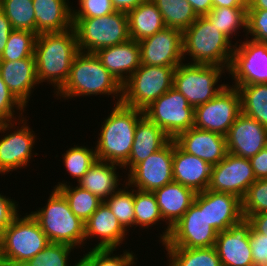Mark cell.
Masks as SVG:
<instances>
[{
  "label": "cell",
  "mask_w": 267,
  "mask_h": 266,
  "mask_svg": "<svg viewBox=\"0 0 267 266\" xmlns=\"http://www.w3.org/2000/svg\"><path fill=\"white\" fill-rule=\"evenodd\" d=\"M79 9L72 10V18H93L116 11L111 0H79Z\"/></svg>",
  "instance_id": "cell-44"
},
{
  "label": "cell",
  "mask_w": 267,
  "mask_h": 266,
  "mask_svg": "<svg viewBox=\"0 0 267 266\" xmlns=\"http://www.w3.org/2000/svg\"><path fill=\"white\" fill-rule=\"evenodd\" d=\"M205 17L230 41L239 27L247 29V7H214Z\"/></svg>",
  "instance_id": "cell-35"
},
{
  "label": "cell",
  "mask_w": 267,
  "mask_h": 266,
  "mask_svg": "<svg viewBox=\"0 0 267 266\" xmlns=\"http://www.w3.org/2000/svg\"><path fill=\"white\" fill-rule=\"evenodd\" d=\"M13 31L10 21L0 8V56L7 44L10 33Z\"/></svg>",
  "instance_id": "cell-50"
},
{
  "label": "cell",
  "mask_w": 267,
  "mask_h": 266,
  "mask_svg": "<svg viewBox=\"0 0 267 266\" xmlns=\"http://www.w3.org/2000/svg\"><path fill=\"white\" fill-rule=\"evenodd\" d=\"M78 52L73 27L63 32L38 34L34 50L38 83L54 84L56 94L67 81Z\"/></svg>",
  "instance_id": "cell-1"
},
{
  "label": "cell",
  "mask_w": 267,
  "mask_h": 266,
  "mask_svg": "<svg viewBox=\"0 0 267 266\" xmlns=\"http://www.w3.org/2000/svg\"><path fill=\"white\" fill-rule=\"evenodd\" d=\"M144 111L115 104L110 115L102 122L95 151L97 159L123 166L129 159L134 133Z\"/></svg>",
  "instance_id": "cell-3"
},
{
  "label": "cell",
  "mask_w": 267,
  "mask_h": 266,
  "mask_svg": "<svg viewBox=\"0 0 267 266\" xmlns=\"http://www.w3.org/2000/svg\"><path fill=\"white\" fill-rule=\"evenodd\" d=\"M237 44L228 69L235 80L233 86L267 84V44L251 39Z\"/></svg>",
  "instance_id": "cell-13"
},
{
  "label": "cell",
  "mask_w": 267,
  "mask_h": 266,
  "mask_svg": "<svg viewBox=\"0 0 267 266\" xmlns=\"http://www.w3.org/2000/svg\"><path fill=\"white\" fill-rule=\"evenodd\" d=\"M22 118L18 123V125L23 123L20 128L10 134L6 133V136L0 139V174L26 167L33 157L32 149L36 136L26 125L28 120Z\"/></svg>",
  "instance_id": "cell-20"
},
{
  "label": "cell",
  "mask_w": 267,
  "mask_h": 266,
  "mask_svg": "<svg viewBox=\"0 0 267 266\" xmlns=\"http://www.w3.org/2000/svg\"><path fill=\"white\" fill-rule=\"evenodd\" d=\"M24 108L25 107L11 93L7 85L2 80V77L0 76V122L13 121L15 119L14 109L20 110L19 117L21 115L23 116L22 113L25 110Z\"/></svg>",
  "instance_id": "cell-46"
},
{
  "label": "cell",
  "mask_w": 267,
  "mask_h": 266,
  "mask_svg": "<svg viewBox=\"0 0 267 266\" xmlns=\"http://www.w3.org/2000/svg\"><path fill=\"white\" fill-rule=\"evenodd\" d=\"M116 11L128 12L146 0H111Z\"/></svg>",
  "instance_id": "cell-53"
},
{
  "label": "cell",
  "mask_w": 267,
  "mask_h": 266,
  "mask_svg": "<svg viewBox=\"0 0 267 266\" xmlns=\"http://www.w3.org/2000/svg\"><path fill=\"white\" fill-rule=\"evenodd\" d=\"M170 140L171 138L159 126L144 115L137 123L131 153L122 168L129 166L130 172L138 163L163 148Z\"/></svg>",
  "instance_id": "cell-27"
},
{
  "label": "cell",
  "mask_w": 267,
  "mask_h": 266,
  "mask_svg": "<svg viewBox=\"0 0 267 266\" xmlns=\"http://www.w3.org/2000/svg\"><path fill=\"white\" fill-rule=\"evenodd\" d=\"M84 224L85 241L94 236L101 239L94 249H116L127 235V231L104 201Z\"/></svg>",
  "instance_id": "cell-25"
},
{
  "label": "cell",
  "mask_w": 267,
  "mask_h": 266,
  "mask_svg": "<svg viewBox=\"0 0 267 266\" xmlns=\"http://www.w3.org/2000/svg\"><path fill=\"white\" fill-rule=\"evenodd\" d=\"M247 9L267 10V0H247Z\"/></svg>",
  "instance_id": "cell-55"
},
{
  "label": "cell",
  "mask_w": 267,
  "mask_h": 266,
  "mask_svg": "<svg viewBox=\"0 0 267 266\" xmlns=\"http://www.w3.org/2000/svg\"><path fill=\"white\" fill-rule=\"evenodd\" d=\"M117 166L122 168L121 165L97 159L77 184L105 201L120 189L117 188L120 181Z\"/></svg>",
  "instance_id": "cell-29"
},
{
  "label": "cell",
  "mask_w": 267,
  "mask_h": 266,
  "mask_svg": "<svg viewBox=\"0 0 267 266\" xmlns=\"http://www.w3.org/2000/svg\"><path fill=\"white\" fill-rule=\"evenodd\" d=\"M13 199L0 194V234L11 224L18 215L17 206Z\"/></svg>",
  "instance_id": "cell-48"
},
{
  "label": "cell",
  "mask_w": 267,
  "mask_h": 266,
  "mask_svg": "<svg viewBox=\"0 0 267 266\" xmlns=\"http://www.w3.org/2000/svg\"><path fill=\"white\" fill-rule=\"evenodd\" d=\"M125 184L124 189H119L104 202L117 217L121 226L127 231L128 227L130 228L135 225L134 189L128 190V185L127 183Z\"/></svg>",
  "instance_id": "cell-39"
},
{
  "label": "cell",
  "mask_w": 267,
  "mask_h": 266,
  "mask_svg": "<svg viewBox=\"0 0 267 266\" xmlns=\"http://www.w3.org/2000/svg\"><path fill=\"white\" fill-rule=\"evenodd\" d=\"M13 30H27L36 33L35 11L33 0H0Z\"/></svg>",
  "instance_id": "cell-36"
},
{
  "label": "cell",
  "mask_w": 267,
  "mask_h": 266,
  "mask_svg": "<svg viewBox=\"0 0 267 266\" xmlns=\"http://www.w3.org/2000/svg\"><path fill=\"white\" fill-rule=\"evenodd\" d=\"M240 113L239 91L226 85L213 99L194 108V127L226 136Z\"/></svg>",
  "instance_id": "cell-12"
},
{
  "label": "cell",
  "mask_w": 267,
  "mask_h": 266,
  "mask_svg": "<svg viewBox=\"0 0 267 266\" xmlns=\"http://www.w3.org/2000/svg\"><path fill=\"white\" fill-rule=\"evenodd\" d=\"M183 57L191 64L217 65L229 69L234 45L205 17L198 18L182 32Z\"/></svg>",
  "instance_id": "cell-4"
},
{
  "label": "cell",
  "mask_w": 267,
  "mask_h": 266,
  "mask_svg": "<svg viewBox=\"0 0 267 266\" xmlns=\"http://www.w3.org/2000/svg\"><path fill=\"white\" fill-rule=\"evenodd\" d=\"M138 43L143 65L177 67L185 60L182 31L176 28L166 27Z\"/></svg>",
  "instance_id": "cell-16"
},
{
  "label": "cell",
  "mask_w": 267,
  "mask_h": 266,
  "mask_svg": "<svg viewBox=\"0 0 267 266\" xmlns=\"http://www.w3.org/2000/svg\"><path fill=\"white\" fill-rule=\"evenodd\" d=\"M89 250L81 258L87 266H133L136 264L135 259H138L129 250H125L120 256L113 254L116 249H94L92 247Z\"/></svg>",
  "instance_id": "cell-42"
},
{
  "label": "cell",
  "mask_w": 267,
  "mask_h": 266,
  "mask_svg": "<svg viewBox=\"0 0 267 266\" xmlns=\"http://www.w3.org/2000/svg\"><path fill=\"white\" fill-rule=\"evenodd\" d=\"M246 31L252 36L251 40L267 44V10L247 9Z\"/></svg>",
  "instance_id": "cell-45"
},
{
  "label": "cell",
  "mask_w": 267,
  "mask_h": 266,
  "mask_svg": "<svg viewBox=\"0 0 267 266\" xmlns=\"http://www.w3.org/2000/svg\"><path fill=\"white\" fill-rule=\"evenodd\" d=\"M241 97V112L267 128V84L233 86Z\"/></svg>",
  "instance_id": "cell-31"
},
{
  "label": "cell",
  "mask_w": 267,
  "mask_h": 266,
  "mask_svg": "<svg viewBox=\"0 0 267 266\" xmlns=\"http://www.w3.org/2000/svg\"><path fill=\"white\" fill-rule=\"evenodd\" d=\"M37 34L27 30H13L0 61H17L34 55Z\"/></svg>",
  "instance_id": "cell-38"
},
{
  "label": "cell",
  "mask_w": 267,
  "mask_h": 266,
  "mask_svg": "<svg viewBox=\"0 0 267 266\" xmlns=\"http://www.w3.org/2000/svg\"><path fill=\"white\" fill-rule=\"evenodd\" d=\"M0 76L16 99L27 107L32 88L39 85L35 56L17 61H0Z\"/></svg>",
  "instance_id": "cell-24"
},
{
  "label": "cell",
  "mask_w": 267,
  "mask_h": 266,
  "mask_svg": "<svg viewBox=\"0 0 267 266\" xmlns=\"http://www.w3.org/2000/svg\"><path fill=\"white\" fill-rule=\"evenodd\" d=\"M128 174L130 187L154 192L173 179V139L163 148L138 163ZM133 185V186H132Z\"/></svg>",
  "instance_id": "cell-15"
},
{
  "label": "cell",
  "mask_w": 267,
  "mask_h": 266,
  "mask_svg": "<svg viewBox=\"0 0 267 266\" xmlns=\"http://www.w3.org/2000/svg\"><path fill=\"white\" fill-rule=\"evenodd\" d=\"M94 54L121 85L141 65L139 43L133 39L97 50Z\"/></svg>",
  "instance_id": "cell-23"
},
{
  "label": "cell",
  "mask_w": 267,
  "mask_h": 266,
  "mask_svg": "<svg viewBox=\"0 0 267 266\" xmlns=\"http://www.w3.org/2000/svg\"><path fill=\"white\" fill-rule=\"evenodd\" d=\"M243 217L267 212V179H257L241 199Z\"/></svg>",
  "instance_id": "cell-43"
},
{
  "label": "cell",
  "mask_w": 267,
  "mask_h": 266,
  "mask_svg": "<svg viewBox=\"0 0 267 266\" xmlns=\"http://www.w3.org/2000/svg\"><path fill=\"white\" fill-rule=\"evenodd\" d=\"M50 243L38 221L19 214L0 234V266H20L35 257Z\"/></svg>",
  "instance_id": "cell-5"
},
{
  "label": "cell",
  "mask_w": 267,
  "mask_h": 266,
  "mask_svg": "<svg viewBox=\"0 0 267 266\" xmlns=\"http://www.w3.org/2000/svg\"><path fill=\"white\" fill-rule=\"evenodd\" d=\"M218 232L208 223L206 208H201V192L194 203L171 227L164 247L208 248L215 245Z\"/></svg>",
  "instance_id": "cell-10"
},
{
  "label": "cell",
  "mask_w": 267,
  "mask_h": 266,
  "mask_svg": "<svg viewBox=\"0 0 267 266\" xmlns=\"http://www.w3.org/2000/svg\"><path fill=\"white\" fill-rule=\"evenodd\" d=\"M201 208H206L207 221L218 233L244 218L241 199L231 193L206 189L201 192Z\"/></svg>",
  "instance_id": "cell-21"
},
{
  "label": "cell",
  "mask_w": 267,
  "mask_h": 266,
  "mask_svg": "<svg viewBox=\"0 0 267 266\" xmlns=\"http://www.w3.org/2000/svg\"><path fill=\"white\" fill-rule=\"evenodd\" d=\"M256 180L250 159L228 152L221 162L212 166L207 189L231 193L242 199Z\"/></svg>",
  "instance_id": "cell-14"
},
{
  "label": "cell",
  "mask_w": 267,
  "mask_h": 266,
  "mask_svg": "<svg viewBox=\"0 0 267 266\" xmlns=\"http://www.w3.org/2000/svg\"><path fill=\"white\" fill-rule=\"evenodd\" d=\"M251 223L243 218L217 234L215 249L222 266H254L250 247Z\"/></svg>",
  "instance_id": "cell-17"
},
{
  "label": "cell",
  "mask_w": 267,
  "mask_h": 266,
  "mask_svg": "<svg viewBox=\"0 0 267 266\" xmlns=\"http://www.w3.org/2000/svg\"><path fill=\"white\" fill-rule=\"evenodd\" d=\"M214 7H247V0H212Z\"/></svg>",
  "instance_id": "cell-54"
},
{
  "label": "cell",
  "mask_w": 267,
  "mask_h": 266,
  "mask_svg": "<svg viewBox=\"0 0 267 266\" xmlns=\"http://www.w3.org/2000/svg\"><path fill=\"white\" fill-rule=\"evenodd\" d=\"M168 266H222L215 247L183 248L165 247Z\"/></svg>",
  "instance_id": "cell-33"
},
{
  "label": "cell",
  "mask_w": 267,
  "mask_h": 266,
  "mask_svg": "<svg viewBox=\"0 0 267 266\" xmlns=\"http://www.w3.org/2000/svg\"><path fill=\"white\" fill-rule=\"evenodd\" d=\"M54 189L65 197L71 211L83 222H86L103 202L90 191L80 186L71 187L69 183L67 185L64 182H58Z\"/></svg>",
  "instance_id": "cell-32"
},
{
  "label": "cell",
  "mask_w": 267,
  "mask_h": 266,
  "mask_svg": "<svg viewBox=\"0 0 267 266\" xmlns=\"http://www.w3.org/2000/svg\"><path fill=\"white\" fill-rule=\"evenodd\" d=\"M135 226L147 229L163 220L153 192L134 190Z\"/></svg>",
  "instance_id": "cell-37"
},
{
  "label": "cell",
  "mask_w": 267,
  "mask_h": 266,
  "mask_svg": "<svg viewBox=\"0 0 267 266\" xmlns=\"http://www.w3.org/2000/svg\"><path fill=\"white\" fill-rule=\"evenodd\" d=\"M197 16H206L213 8L212 0H187Z\"/></svg>",
  "instance_id": "cell-52"
},
{
  "label": "cell",
  "mask_w": 267,
  "mask_h": 266,
  "mask_svg": "<svg viewBox=\"0 0 267 266\" xmlns=\"http://www.w3.org/2000/svg\"><path fill=\"white\" fill-rule=\"evenodd\" d=\"M229 153L250 159L267 146V128L240 113L226 135Z\"/></svg>",
  "instance_id": "cell-18"
},
{
  "label": "cell",
  "mask_w": 267,
  "mask_h": 266,
  "mask_svg": "<svg viewBox=\"0 0 267 266\" xmlns=\"http://www.w3.org/2000/svg\"><path fill=\"white\" fill-rule=\"evenodd\" d=\"M43 208L30 214L51 243L68 244L76 248L85 242V224L70 209L65 197L53 189Z\"/></svg>",
  "instance_id": "cell-6"
},
{
  "label": "cell",
  "mask_w": 267,
  "mask_h": 266,
  "mask_svg": "<svg viewBox=\"0 0 267 266\" xmlns=\"http://www.w3.org/2000/svg\"><path fill=\"white\" fill-rule=\"evenodd\" d=\"M130 39L141 41L166 28L161 12L146 0L127 12Z\"/></svg>",
  "instance_id": "cell-30"
},
{
  "label": "cell",
  "mask_w": 267,
  "mask_h": 266,
  "mask_svg": "<svg viewBox=\"0 0 267 266\" xmlns=\"http://www.w3.org/2000/svg\"><path fill=\"white\" fill-rule=\"evenodd\" d=\"M173 140L182 151L197 156L211 166L221 162L228 153L226 136L195 127L181 132Z\"/></svg>",
  "instance_id": "cell-19"
},
{
  "label": "cell",
  "mask_w": 267,
  "mask_h": 266,
  "mask_svg": "<svg viewBox=\"0 0 267 266\" xmlns=\"http://www.w3.org/2000/svg\"><path fill=\"white\" fill-rule=\"evenodd\" d=\"M69 0H33L36 34L63 32L73 27Z\"/></svg>",
  "instance_id": "cell-28"
},
{
  "label": "cell",
  "mask_w": 267,
  "mask_h": 266,
  "mask_svg": "<svg viewBox=\"0 0 267 266\" xmlns=\"http://www.w3.org/2000/svg\"><path fill=\"white\" fill-rule=\"evenodd\" d=\"M144 115L171 139L194 127V108L174 87L148 106Z\"/></svg>",
  "instance_id": "cell-11"
},
{
  "label": "cell",
  "mask_w": 267,
  "mask_h": 266,
  "mask_svg": "<svg viewBox=\"0 0 267 266\" xmlns=\"http://www.w3.org/2000/svg\"><path fill=\"white\" fill-rule=\"evenodd\" d=\"M212 166L192 154L182 151L173 140V179L196 193L207 189Z\"/></svg>",
  "instance_id": "cell-26"
},
{
  "label": "cell",
  "mask_w": 267,
  "mask_h": 266,
  "mask_svg": "<svg viewBox=\"0 0 267 266\" xmlns=\"http://www.w3.org/2000/svg\"><path fill=\"white\" fill-rule=\"evenodd\" d=\"M161 12L167 28L185 31L197 18L187 0H152Z\"/></svg>",
  "instance_id": "cell-34"
},
{
  "label": "cell",
  "mask_w": 267,
  "mask_h": 266,
  "mask_svg": "<svg viewBox=\"0 0 267 266\" xmlns=\"http://www.w3.org/2000/svg\"><path fill=\"white\" fill-rule=\"evenodd\" d=\"M78 50L95 53L97 50L121 44L130 39L127 12L115 11L93 18H72Z\"/></svg>",
  "instance_id": "cell-7"
},
{
  "label": "cell",
  "mask_w": 267,
  "mask_h": 266,
  "mask_svg": "<svg viewBox=\"0 0 267 266\" xmlns=\"http://www.w3.org/2000/svg\"><path fill=\"white\" fill-rule=\"evenodd\" d=\"M256 179H267V146L250 158Z\"/></svg>",
  "instance_id": "cell-49"
},
{
  "label": "cell",
  "mask_w": 267,
  "mask_h": 266,
  "mask_svg": "<svg viewBox=\"0 0 267 266\" xmlns=\"http://www.w3.org/2000/svg\"><path fill=\"white\" fill-rule=\"evenodd\" d=\"M73 266H87L86 263L80 258L78 262L75 263Z\"/></svg>",
  "instance_id": "cell-57"
},
{
  "label": "cell",
  "mask_w": 267,
  "mask_h": 266,
  "mask_svg": "<svg viewBox=\"0 0 267 266\" xmlns=\"http://www.w3.org/2000/svg\"><path fill=\"white\" fill-rule=\"evenodd\" d=\"M63 159L66 171L79 182L97 160V156L96 151L92 148L75 145L63 154Z\"/></svg>",
  "instance_id": "cell-40"
},
{
  "label": "cell",
  "mask_w": 267,
  "mask_h": 266,
  "mask_svg": "<svg viewBox=\"0 0 267 266\" xmlns=\"http://www.w3.org/2000/svg\"><path fill=\"white\" fill-rule=\"evenodd\" d=\"M73 249L68 244L50 242L35 257L20 266H69L68 256Z\"/></svg>",
  "instance_id": "cell-41"
},
{
  "label": "cell",
  "mask_w": 267,
  "mask_h": 266,
  "mask_svg": "<svg viewBox=\"0 0 267 266\" xmlns=\"http://www.w3.org/2000/svg\"><path fill=\"white\" fill-rule=\"evenodd\" d=\"M175 68L141 64L122 84L121 103L144 111L173 87Z\"/></svg>",
  "instance_id": "cell-8"
},
{
  "label": "cell",
  "mask_w": 267,
  "mask_h": 266,
  "mask_svg": "<svg viewBox=\"0 0 267 266\" xmlns=\"http://www.w3.org/2000/svg\"><path fill=\"white\" fill-rule=\"evenodd\" d=\"M13 123L15 122H0V133H6L5 131L12 129L11 127L15 126Z\"/></svg>",
  "instance_id": "cell-56"
},
{
  "label": "cell",
  "mask_w": 267,
  "mask_h": 266,
  "mask_svg": "<svg viewBox=\"0 0 267 266\" xmlns=\"http://www.w3.org/2000/svg\"><path fill=\"white\" fill-rule=\"evenodd\" d=\"M153 193L156 196L163 221L168 223L166 230L160 235V241L163 243L168 238L171 227L194 203L197 193L175 181L156 189Z\"/></svg>",
  "instance_id": "cell-22"
},
{
  "label": "cell",
  "mask_w": 267,
  "mask_h": 266,
  "mask_svg": "<svg viewBox=\"0 0 267 266\" xmlns=\"http://www.w3.org/2000/svg\"><path fill=\"white\" fill-rule=\"evenodd\" d=\"M102 94H113V99L119 97L115 104L121 103L122 85L102 65L94 53L79 51L71 64L69 77L57 92L56 97L69 99L73 96Z\"/></svg>",
  "instance_id": "cell-2"
},
{
  "label": "cell",
  "mask_w": 267,
  "mask_h": 266,
  "mask_svg": "<svg viewBox=\"0 0 267 266\" xmlns=\"http://www.w3.org/2000/svg\"><path fill=\"white\" fill-rule=\"evenodd\" d=\"M247 220L251 227L257 232L267 236V212L250 215Z\"/></svg>",
  "instance_id": "cell-51"
},
{
  "label": "cell",
  "mask_w": 267,
  "mask_h": 266,
  "mask_svg": "<svg viewBox=\"0 0 267 266\" xmlns=\"http://www.w3.org/2000/svg\"><path fill=\"white\" fill-rule=\"evenodd\" d=\"M249 239L254 266H267V236L251 227Z\"/></svg>",
  "instance_id": "cell-47"
},
{
  "label": "cell",
  "mask_w": 267,
  "mask_h": 266,
  "mask_svg": "<svg viewBox=\"0 0 267 266\" xmlns=\"http://www.w3.org/2000/svg\"><path fill=\"white\" fill-rule=\"evenodd\" d=\"M225 70L228 71L217 65L182 63L175 68L173 87L196 108L213 99L225 88L226 84L217 85Z\"/></svg>",
  "instance_id": "cell-9"
}]
</instances>
